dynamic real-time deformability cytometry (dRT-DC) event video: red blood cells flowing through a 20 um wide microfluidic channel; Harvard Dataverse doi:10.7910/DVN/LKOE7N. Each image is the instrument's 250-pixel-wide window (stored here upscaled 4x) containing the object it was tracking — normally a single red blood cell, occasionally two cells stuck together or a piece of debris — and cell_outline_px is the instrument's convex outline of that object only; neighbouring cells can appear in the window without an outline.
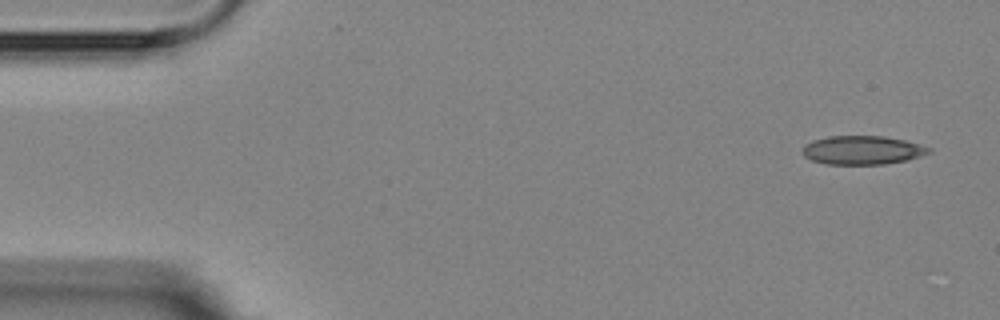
{"species": "Egyptian fruit bat (a non-hibernating species)", "species_latin": "Rousettus aegyptiacus", "temperature_condition": "room temperature", "stored_images_in_passage": 3, "camera_frame_rate_fps": 3000, "um_per_image_px": 0.085, "animal": {"sex": "female"}, "frame": {"image": 1, "passage_image": 1, "time_ms": 0.0, "image_size_px": [1000, 320], "cell_outline_px": [[932, 152], [908, 160], [884, 164], [828, 164], [812, 160], [804, 156], [804, 144], [812, 140], [828, 136], [884, 136], [904, 140], [920, 144], [932, 148]], "centroid_in_image_um": [73.33, 12.75], "position_along_channel_um": 11.7, "area_um2": 21.15}}